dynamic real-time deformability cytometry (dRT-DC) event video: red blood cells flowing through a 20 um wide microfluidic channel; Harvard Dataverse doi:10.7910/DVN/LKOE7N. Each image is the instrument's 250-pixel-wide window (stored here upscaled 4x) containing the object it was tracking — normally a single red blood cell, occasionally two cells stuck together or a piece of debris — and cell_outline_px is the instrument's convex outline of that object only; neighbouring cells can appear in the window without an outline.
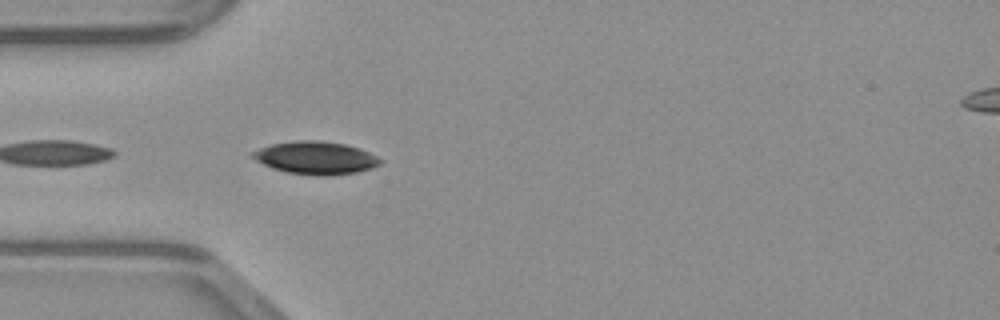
{"species": "common noctule bat (a hibernating species)", "species_latin": "Nyctalus noctula", "temperature_condition": "warm", "stored_images_in_passage": 35, "camera_frame_rate_fps": 3000, "um_per_image_px": 0.085, "animal": {"sex": "male", "body_mass_g": 23.1, "forearm_length_mm": 52.7}, "frame": {"image": 1, "passage_image": 14, "time_ms": 4.333, "image_size_px": [1000, 320], "cell_outline_px": [[384, 160], [380, 164], [372, 168], [356, 172], [324, 176], [320, 176], [288, 172], [272, 168], [248, 156], [248, 152], [272, 144], [296, 140], [320, 140], [344, 144], [360, 148]], "centroid_in_image_um": [26.81, 13.41], "position_along_channel_um": 58.2, "area_um2": 24.45}}
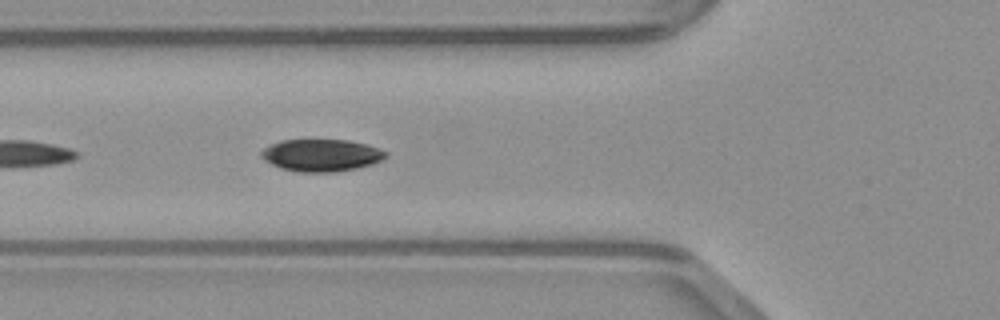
{"frame": {"image": 2, "passage_image": 17, "time_ms": 5.333, "image_size_px": [1000, 320], "cell_outline_px": [[388, 156], [372, 164], [356, 168], [336, 172], [300, 172], [280, 168], [264, 160], [260, 156], [260, 152], [264, 148], [280, 140], [348, 140], [368, 144], [388, 152]], "centroid_in_image_um": [27.32, 13.19], "position_along_channel_um": 98.5, "area_um2": 23.41}}
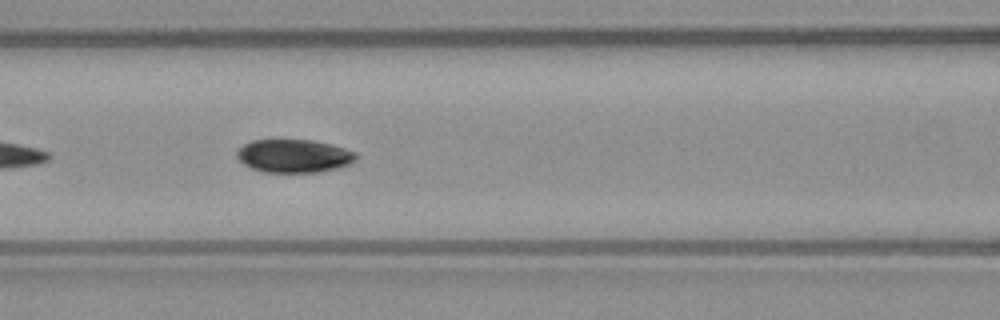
{"frame": {"image": 3, "passage_image": 20, "time_ms": 6.333, "image_size_px": [1000, 320], "cell_outline_px": [[356, 160], [348, 164], [336, 168], [320, 172], [264, 172], [252, 168], [244, 164], [236, 156], [236, 152], [244, 144], [252, 140], [312, 140], [344, 148], [356, 152]], "centroid_in_image_um": [24.97, 13.26], "position_along_channel_um": 141.6, "area_um2": 22.83}}